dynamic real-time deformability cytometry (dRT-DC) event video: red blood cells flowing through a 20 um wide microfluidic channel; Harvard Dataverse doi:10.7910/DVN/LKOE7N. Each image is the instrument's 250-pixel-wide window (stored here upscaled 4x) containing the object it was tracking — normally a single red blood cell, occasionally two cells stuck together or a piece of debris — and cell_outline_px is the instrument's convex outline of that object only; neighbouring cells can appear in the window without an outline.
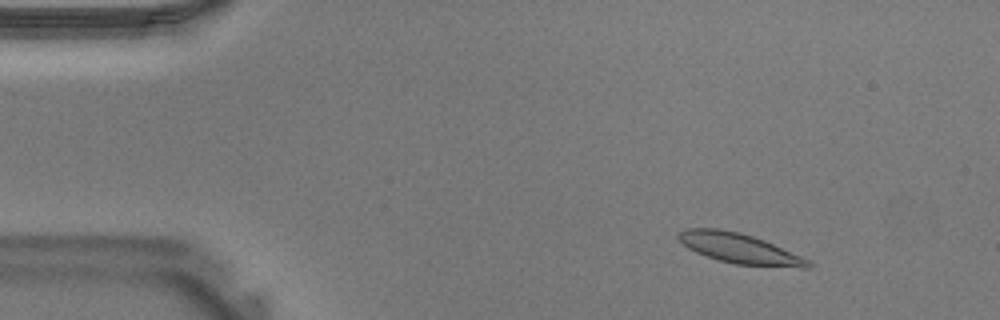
{"species": "Egyptian fruit bat (a non-hibernating species)", "species_latin": "Rousettus aegyptiacus", "temperature_condition": "warm", "stored_images_in_passage": 13, "camera_frame_rate_fps": 3000, "um_per_image_px": 0.085, "animal": {"sex": "male"}, "frame": {"image": 1, "passage_image": 6, "time_ms": 1.667, "image_size_px": [1000, 320], "cell_outline_px": [[812, 268], [800, 268], [736, 264], [720, 260], [696, 252], [688, 248], [676, 236], [680, 232], [688, 228], [720, 228], [740, 232], [764, 240], [800, 256], [808, 260], [812, 264]], "centroid_in_image_um": [62.86, 21.11], "position_along_channel_um": 22.1, "area_um2": 22.43}}